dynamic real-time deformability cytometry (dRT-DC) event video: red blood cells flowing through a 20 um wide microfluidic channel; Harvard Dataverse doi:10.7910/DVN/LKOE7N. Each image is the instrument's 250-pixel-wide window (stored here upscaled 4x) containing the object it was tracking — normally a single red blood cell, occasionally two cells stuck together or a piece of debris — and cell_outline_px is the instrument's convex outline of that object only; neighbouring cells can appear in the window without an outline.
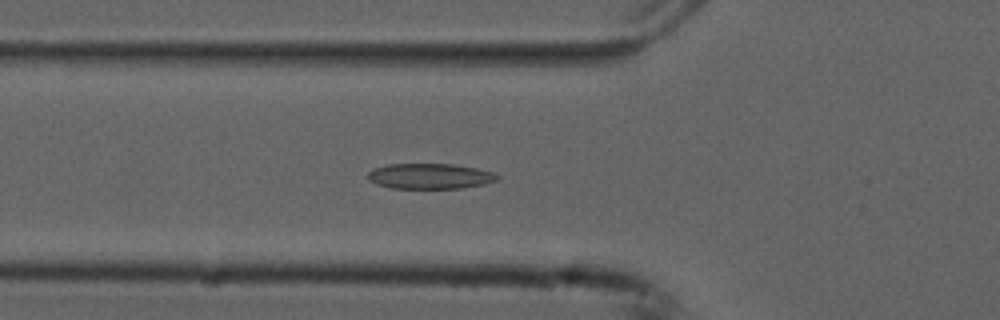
{"species": "common noctule bat (a hibernating species)", "species_latin": "Nyctalus noctula", "temperature_condition": "cold", "stored_images_in_passage": 39, "camera_frame_rate_fps": 3000, "um_per_image_px": 0.085, "animal": {"sex": "male", "forearm_length_mm": 52.5}, "frame": {"image": 1, "passage_image": 4, "time_ms": 1.0, "image_size_px": [1000, 320], "cell_outline_px": [[500, 176], [496, 180], [484, 184], [464, 188], [392, 188], [376, 184], [368, 180], [368, 172], [376, 168], [388, 164], [452, 164], [476, 168], [496, 172]], "centroid_in_image_um": [36.57, 14.97], "position_along_channel_um": 89.2, "area_um2": 19.19}}
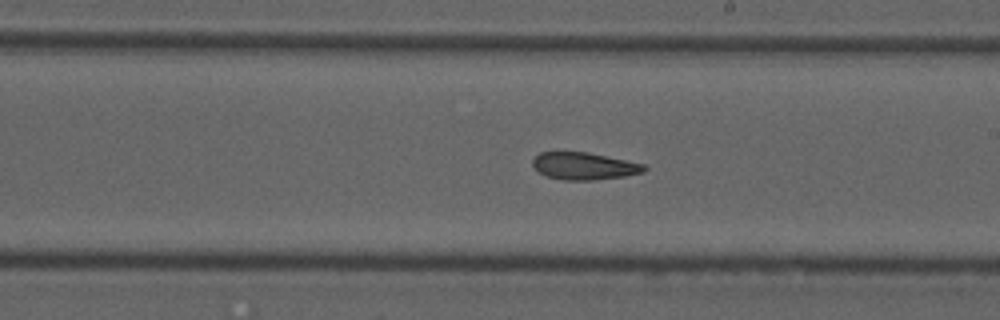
{"frame": {"image": 2, "passage_image": 16, "time_ms": 5.0, "image_size_px": [1000, 320], "cell_outline_px": [[648, 168], [644, 172], [624, 176], [592, 180], [564, 180], [544, 176], [532, 164], [532, 160], [540, 152], [588, 152], [644, 164]], "centroid_in_image_um": [49.65, 14.11], "position_along_channel_um": 239.4, "area_um2": 17.63}}
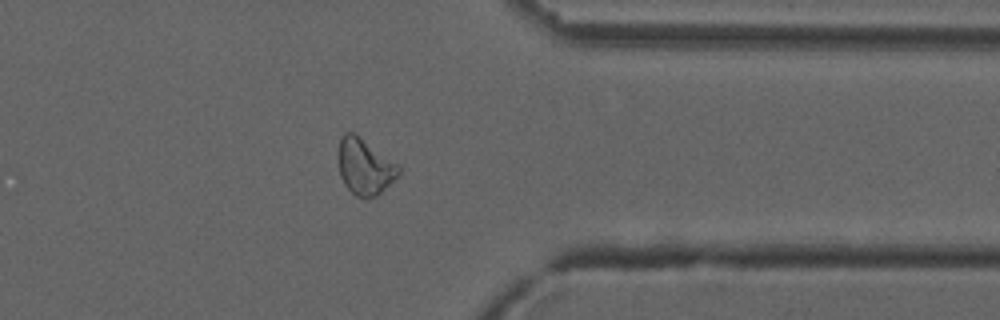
{"frame": {"image": 3, "passage_image": 28, "time_ms": 9.0, "image_size_px": [1000, 320], "cell_outline_px": [[400, 172], [376, 196], [364, 200], [356, 196], [344, 184], [340, 176], [340, 136], [344, 132], [352, 132], [400, 164]], "centroid_in_image_um": [31.02, 14.18], "position_along_channel_um": 380.4, "area_um2": 19.36}, "authors_computed_cell_mechanics": {"area_um2": 18.9584, "velocity_mm_per_s": 3.7463, "shape_relaxation_time_tau1_ms": null, "shape_relaxation_time_tau2_ms": 4.0818, "deformation_change_tau1": null, "deformation_change_tau2": 0.1207}}